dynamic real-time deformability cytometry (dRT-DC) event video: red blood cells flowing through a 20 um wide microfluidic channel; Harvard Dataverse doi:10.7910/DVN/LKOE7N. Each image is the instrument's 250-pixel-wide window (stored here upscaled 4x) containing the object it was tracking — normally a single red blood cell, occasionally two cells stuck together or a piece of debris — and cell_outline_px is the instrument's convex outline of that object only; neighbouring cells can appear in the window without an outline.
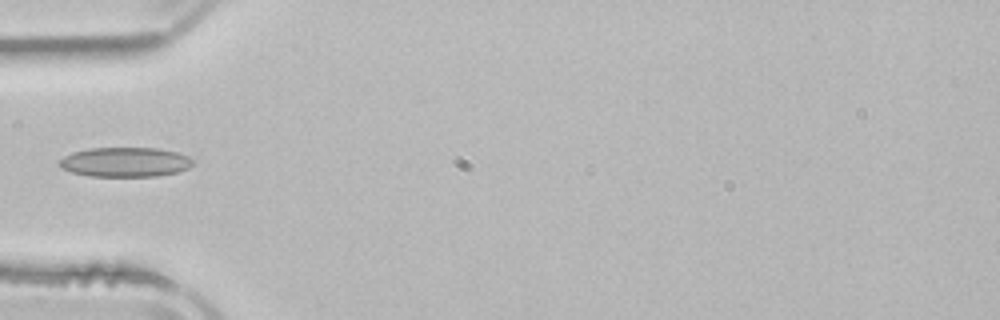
{"species": "common noctule bat (a hibernating species)", "species_latin": "Nyctalus noctula", "temperature_condition": "room temperature", "stored_images_in_passage": 1, "camera_frame_rate_fps": 3000, "um_per_image_px": 0.085, "animal": {"sex": "male", "body_mass_g": 21.5, "forearm_length_mm": 52.0}, "frame": {"image": 1, "passage_image": 1, "time_ms": 0.0, "image_size_px": [1000, 320], "cell_outline_px": [[196, 160], [188, 168], [176, 172], [156, 176], [88, 176], [72, 172], [60, 168], [56, 164], [64, 156], [72, 152], [92, 148], [156, 148], [176, 152], [188, 156]], "centroid_in_image_um": [10.61, 13.78], "position_along_channel_um": 74.4, "area_um2": 23.06}}